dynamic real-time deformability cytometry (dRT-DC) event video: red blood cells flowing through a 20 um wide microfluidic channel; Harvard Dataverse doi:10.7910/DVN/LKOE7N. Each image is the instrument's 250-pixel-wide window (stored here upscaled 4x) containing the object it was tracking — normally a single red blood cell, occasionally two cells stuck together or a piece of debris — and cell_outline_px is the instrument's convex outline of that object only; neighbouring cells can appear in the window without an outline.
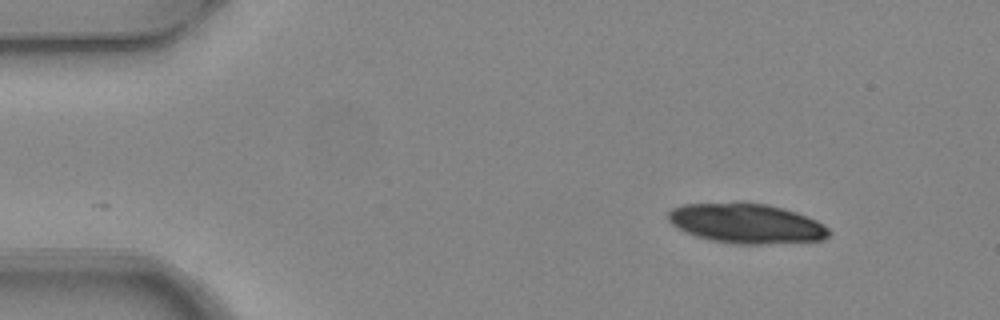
{"species": "common noctule bat (a hibernating species)", "species_latin": "Nyctalus noctula", "temperature_condition": "warm", "stored_images_in_passage": 2, "camera_frame_rate_fps": 3000, "um_per_image_px": 0.085, "animal": {"sex": "female", "body_mass_g": 24.6, "forearm_length_mm": 56.2}, "frame": {"image": 1, "passage_image": 2, "time_ms": 0.333, "image_size_px": [1000, 320], "cell_outline_px": [[832, 232], [824, 240], [760, 244], [736, 244], [712, 240], [696, 236], [672, 224], [668, 220], [668, 212], [672, 208], [684, 204], [768, 204], [784, 208], [796, 212], [816, 220], [824, 224]], "centroid_in_image_um": [63.5, 19.01], "position_along_channel_um": 21.5, "area_um2": 36.65}}